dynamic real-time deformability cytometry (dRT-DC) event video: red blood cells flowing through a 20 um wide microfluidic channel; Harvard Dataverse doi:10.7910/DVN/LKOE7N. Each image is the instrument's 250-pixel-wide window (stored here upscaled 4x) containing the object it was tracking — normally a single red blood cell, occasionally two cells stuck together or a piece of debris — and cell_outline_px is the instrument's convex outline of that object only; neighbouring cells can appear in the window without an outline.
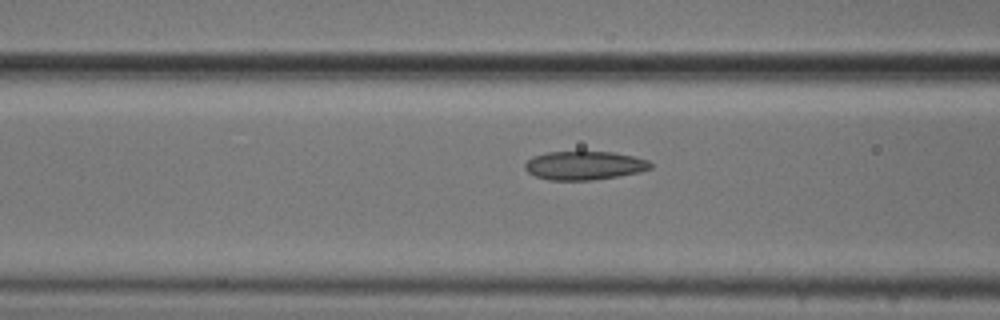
{"species": "common noctule bat (a hibernating species)", "species_latin": "Nyctalus noctula", "temperature_condition": "cold", "stored_images_in_passage": 7, "camera_frame_rate_fps": 3000, "um_per_image_px": 0.085, "animal": {"sex": "male", "body_mass_g": 20.5, "forearm_length_mm": 52.5}, "frame": {"image": 1, "passage_image": 5, "time_ms": 1.333, "image_size_px": [1000, 320], "cell_outline_px": [[652, 168], [640, 172], [592, 180], [548, 180], [536, 176], [528, 172], [524, 168], [524, 164], [532, 156], [548, 152], [612, 152], [632, 156], [648, 160], [652, 164]], "centroid_in_image_um": [49.65, 14.07], "position_along_channel_um": 116.9, "area_um2": 20.87}}